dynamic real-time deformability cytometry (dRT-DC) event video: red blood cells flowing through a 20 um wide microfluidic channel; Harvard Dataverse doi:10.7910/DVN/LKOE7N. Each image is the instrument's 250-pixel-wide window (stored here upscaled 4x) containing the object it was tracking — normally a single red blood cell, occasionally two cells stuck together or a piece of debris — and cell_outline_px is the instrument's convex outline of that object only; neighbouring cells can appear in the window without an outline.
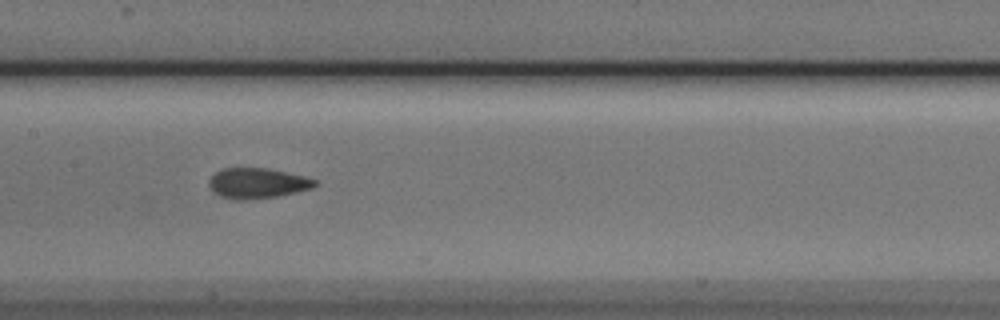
{"species": "Egyptian fruit bat (a non-hibernating species)", "species_latin": "Rousettus aegyptiacus", "temperature_condition": "cold", "stored_images_in_passage": 6, "camera_frame_rate_fps": 3000, "um_per_image_px": 0.085, "animal": {"sex": "male"}, "frame": {"image": 1, "passage_image": 5, "time_ms": 1.333, "image_size_px": [1000, 320], "cell_outline_px": [[320, 184], [312, 188], [296, 192], [276, 196], [240, 200], [236, 200], [220, 196], [208, 184], [208, 180], [216, 172], [224, 168], [268, 168], [304, 176], [316, 180]], "centroid_in_image_um": [21.9, 15.56], "position_along_channel_um": 185.5, "area_um2": 18.55}}
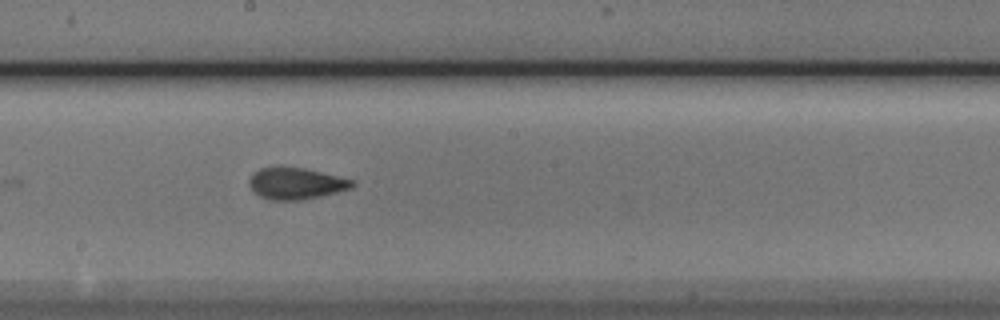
{"frame": {"image": 2, "passage_image": 6, "time_ms": 1.667, "image_size_px": [1000, 320], "cell_outline_px": [[356, 184], [352, 188], [320, 196], [300, 200], [272, 200], [260, 196], [248, 184], [248, 180], [252, 172], [260, 168], [304, 168], [356, 180]], "centroid_in_image_um": [25.18, 15.6], "position_along_channel_um": 223.0, "area_um2": 18.79}}